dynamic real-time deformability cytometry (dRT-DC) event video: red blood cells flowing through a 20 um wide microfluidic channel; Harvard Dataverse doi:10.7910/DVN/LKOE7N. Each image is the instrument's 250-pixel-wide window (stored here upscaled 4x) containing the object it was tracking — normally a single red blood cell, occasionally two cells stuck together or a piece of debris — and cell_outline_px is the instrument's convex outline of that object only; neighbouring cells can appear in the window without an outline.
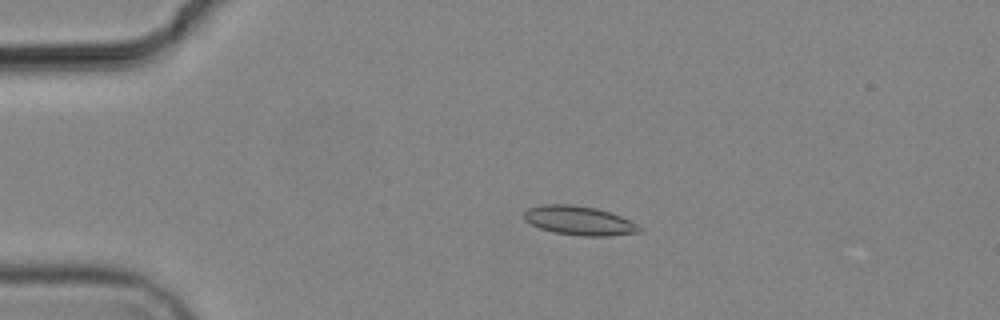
{"species": "common noctule bat (a hibernating species)", "species_latin": "Nyctalus noctula", "temperature_condition": "cold", "stored_images_in_passage": 5, "camera_frame_rate_fps": 3000, "um_per_image_px": 0.085, "animal": {"sex": "male", "body_mass_g": 19.2, "forearm_length_mm": 51.8}, "frame": {"image": 1, "passage_image": 3, "time_ms": 2.333, "image_size_px": [1000, 320], "cell_outline_px": [[644, 228], [640, 232], [608, 236], [580, 236], [552, 232], [540, 228], [524, 220], [524, 212], [528, 208], [544, 204], [572, 204], [596, 208], [620, 216]], "centroid_in_image_um": [49.21, 18.75], "position_along_channel_um": 35.8, "area_um2": 19.54}}
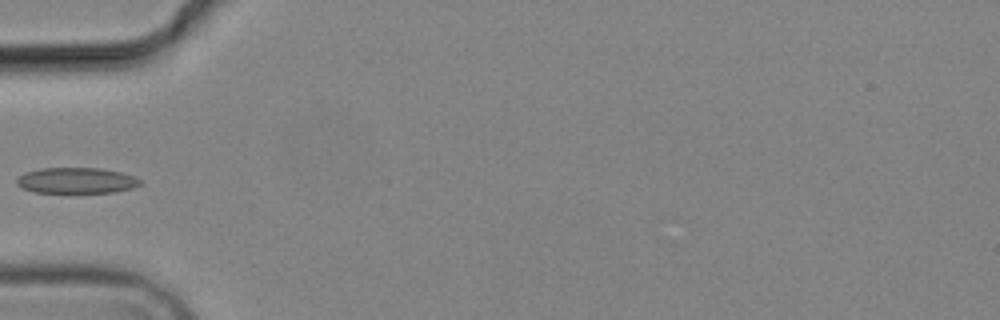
{"frame": {"image": 2, "passage_image": 5, "time_ms": 4.667, "image_size_px": [1000, 320], "cell_outline_px": [[144, 184], [132, 188], [116, 192], [32, 192], [20, 188], [16, 184], [16, 180], [24, 172], [40, 168], [100, 168], [120, 172], [136, 176], [144, 180]], "centroid_in_image_um": [6.53, 15.34], "position_along_channel_um": 78.5, "area_um2": 18.84}}